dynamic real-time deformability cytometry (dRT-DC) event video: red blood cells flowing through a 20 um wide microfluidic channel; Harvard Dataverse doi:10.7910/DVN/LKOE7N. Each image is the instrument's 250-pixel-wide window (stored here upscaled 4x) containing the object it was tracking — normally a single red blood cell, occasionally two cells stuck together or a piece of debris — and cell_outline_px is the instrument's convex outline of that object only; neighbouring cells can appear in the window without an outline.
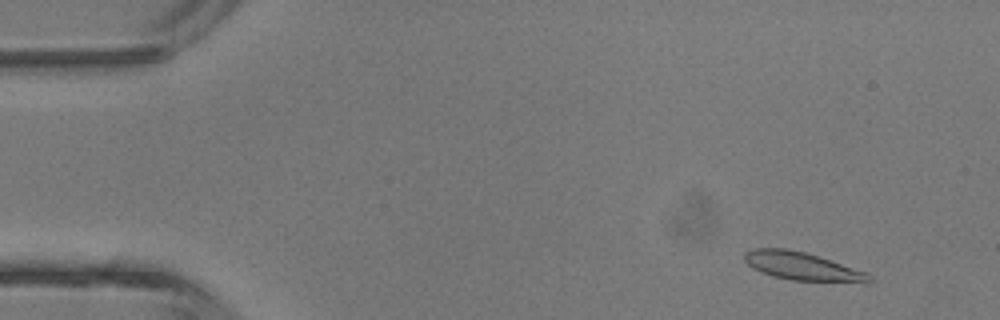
{"species": "common noctule bat (a hibernating species)", "species_latin": "Nyctalus noctula", "temperature_condition": "room temperature", "stored_images_in_passage": 4, "camera_frame_rate_fps": 3000, "um_per_image_px": 0.085, "animal": {"sex": "male", "body_mass_g": 13.3}, "frame": {"image": 1, "passage_image": 1, "time_ms": 0.0, "image_size_px": [1000, 320], "cell_outline_px": [[872, 280], [868, 284], [792, 280], [772, 276], [760, 272], [752, 268], [744, 260], [744, 252], [752, 248], [784, 248], [804, 252], [864, 272], [872, 276]], "centroid_in_image_um": [68.17, 22.66], "position_along_channel_um": 16.8, "area_um2": 20.46}}
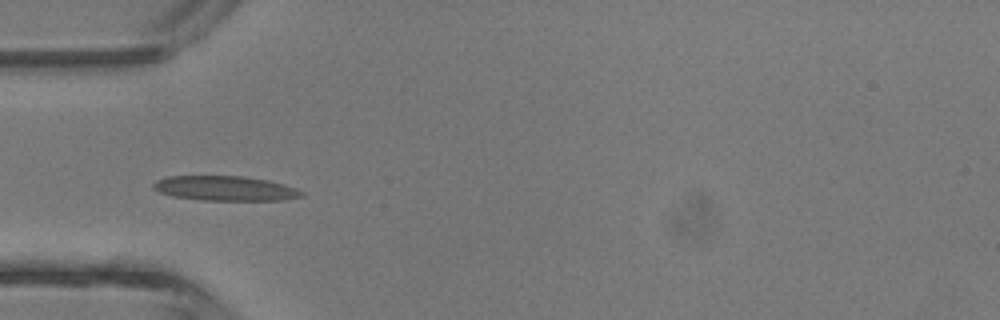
{"frame": {"image": 2, "passage_image": 4, "time_ms": 3.333, "image_size_px": [1000, 320], "cell_outline_px": [[304, 196], [280, 200], [204, 200], [172, 196], [160, 192], [152, 188], [152, 184], [156, 180], [168, 176], [244, 176], [268, 180], [284, 184], [304, 192]], "centroid_in_image_um": [19.12, 16.0], "position_along_channel_um": 65.9, "area_um2": 21.33}}